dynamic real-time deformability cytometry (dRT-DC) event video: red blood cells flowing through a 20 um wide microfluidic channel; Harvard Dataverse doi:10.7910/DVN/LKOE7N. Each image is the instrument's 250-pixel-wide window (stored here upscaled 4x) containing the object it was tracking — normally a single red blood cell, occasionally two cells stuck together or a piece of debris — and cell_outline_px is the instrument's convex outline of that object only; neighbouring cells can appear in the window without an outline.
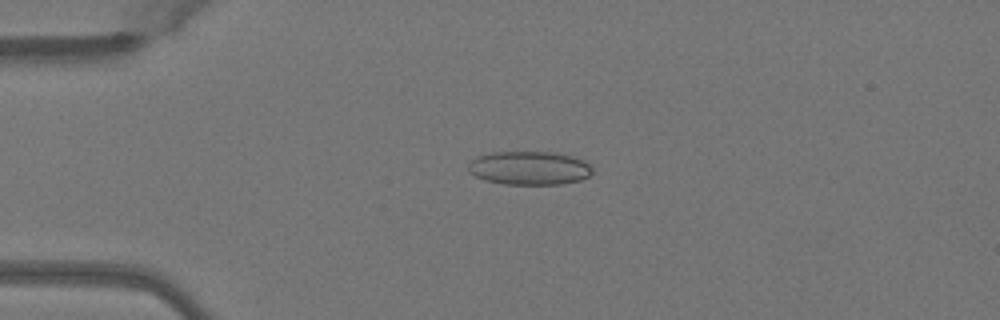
{"species": "Egyptian fruit bat (a non-hibernating species)", "species_latin": "Rousettus aegyptiacus", "temperature_condition": "warm", "stored_images_in_passage": 45, "camera_frame_rate_fps": 3000, "um_per_image_px": 0.085, "animal": {"sex": "female"}, "frame": {"image": 1, "passage_image": 7, "time_ms": 2.0, "image_size_px": [1000, 320], "cell_outline_px": [[592, 172], [588, 176], [580, 180], [560, 184], [504, 184], [484, 180], [468, 172], [468, 164], [476, 156], [492, 152], [552, 152], [572, 156], [584, 160], [592, 168]], "centroid_in_image_um": [44.97, 14.28], "position_along_channel_um": 40.0, "area_um2": 24.33}}
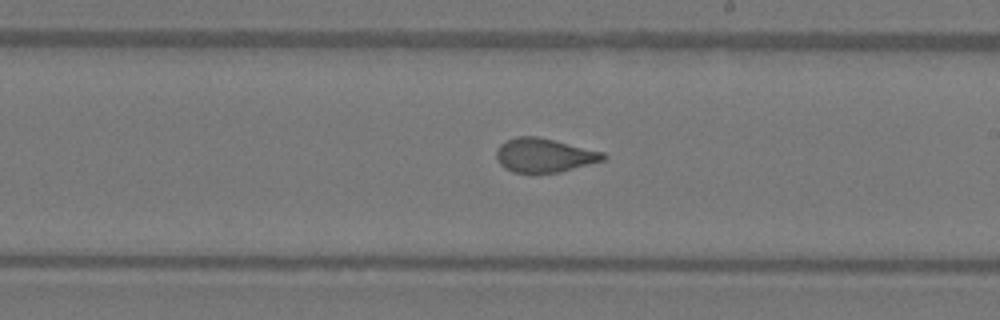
{"frame": {"image": 2, "passage_image": 24, "time_ms": 7.667, "image_size_px": [1000, 320], "cell_outline_px": [[608, 156], [604, 160], [560, 172], [512, 172], [504, 168], [500, 164], [496, 156], [496, 148], [500, 144], [516, 136], [536, 136], [604, 152]], "centroid_in_image_um": [46.25, 13.19], "position_along_channel_um": 242.8, "area_um2": 20.98}}
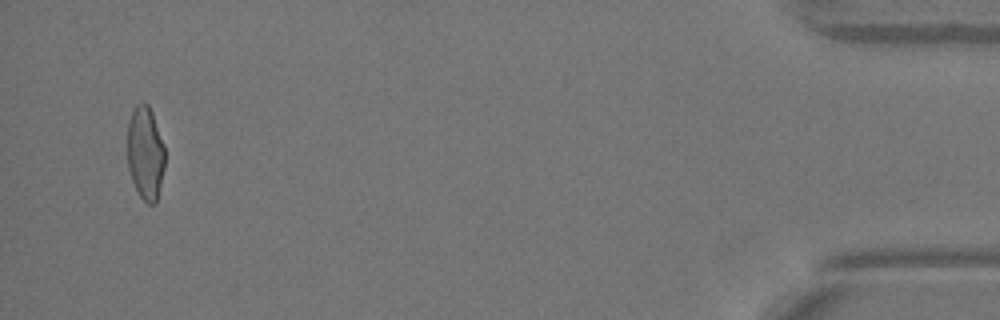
{"frame": {"image": 3, "passage_image": 43, "time_ms": 14.0, "image_size_px": [1000, 320], "cell_outline_px": [[164, 168], [156, 204], [148, 204], [140, 196], [132, 180], [128, 168], [128, 120], [136, 104], [144, 100], [148, 104], [152, 112], [164, 144]], "centroid_in_image_um": [12.36, 12.98], "position_along_channel_um": 422.8, "area_um2": 20.46}, "authors_computed_cell_mechanics": {"area_um2": 21.6172, "velocity_mm_per_s": 4.1053, "shape_relaxation_time_tau1_ms": 11.2257, "shape_relaxation_time_tau2_ms": 0.859, "deformation_change_tau1": 0.2396, "deformation_change_tau2": 0.0645}}